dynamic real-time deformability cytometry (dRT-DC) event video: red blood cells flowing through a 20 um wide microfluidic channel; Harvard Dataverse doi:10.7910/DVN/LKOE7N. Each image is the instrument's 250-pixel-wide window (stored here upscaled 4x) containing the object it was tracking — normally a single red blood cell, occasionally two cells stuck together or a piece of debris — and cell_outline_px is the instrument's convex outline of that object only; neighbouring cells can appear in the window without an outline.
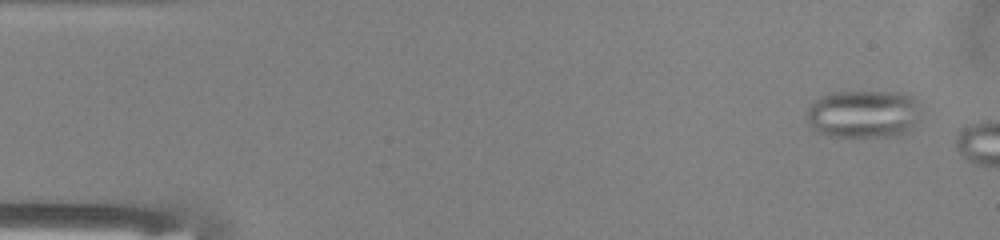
{"species": "common noctule bat (a hibernating species)", "species_latin": "Nyctalus noctula", "temperature_condition": "warm", "stored_images_in_passage": 12, "camera_frame_rate_fps": 3000, "um_per_image_px": 0.085, "animal": {"sex": "male", "body_mass_g": 13.0, "forearm_length_mm": 53.1}, "frame": {"image": 1, "passage_image": 3, "time_ms": 0.667, "image_size_px": [1000, 240], "cell_outline_px": [[920, 120], [912, 132], [892, 136], [828, 136], [812, 128], [804, 116], [804, 112], [820, 96], [832, 92], [896, 92], [912, 96], [920, 116]], "centroid_in_image_um": [73.39, 9.7], "position_along_channel_um": 11.6, "area_um2": 32.14}}